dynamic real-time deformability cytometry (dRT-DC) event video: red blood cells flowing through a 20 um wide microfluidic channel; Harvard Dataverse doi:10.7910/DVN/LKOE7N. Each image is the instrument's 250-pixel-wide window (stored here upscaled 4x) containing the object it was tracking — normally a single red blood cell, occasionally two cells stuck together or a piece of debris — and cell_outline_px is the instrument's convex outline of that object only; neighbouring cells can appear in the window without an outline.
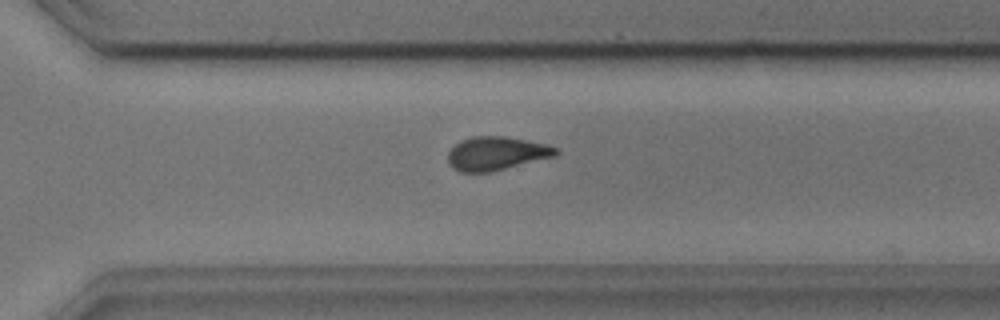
{"species": "common noctule bat (a hibernating species)", "species_latin": "Nyctalus noctula", "temperature_condition": "cold", "stored_images_in_passage": 11, "camera_frame_rate_fps": 3000, "um_per_image_px": 0.085, "animal": {"sex": "male", "body_mass_g": 17.9, "forearm_length_mm": 54.2}, "frame": {"image": 1, "passage_image": 11, "time_ms": 3.333, "image_size_px": [1000, 320], "cell_outline_px": [[560, 152], [556, 156], [488, 172], [460, 172], [452, 168], [448, 160], [448, 152], [460, 140], [472, 136], [504, 136], [544, 144], [556, 148]], "centroid_in_image_um": [42.16, 13.04], "position_along_channel_um": 328.4, "area_um2": 20.87}}